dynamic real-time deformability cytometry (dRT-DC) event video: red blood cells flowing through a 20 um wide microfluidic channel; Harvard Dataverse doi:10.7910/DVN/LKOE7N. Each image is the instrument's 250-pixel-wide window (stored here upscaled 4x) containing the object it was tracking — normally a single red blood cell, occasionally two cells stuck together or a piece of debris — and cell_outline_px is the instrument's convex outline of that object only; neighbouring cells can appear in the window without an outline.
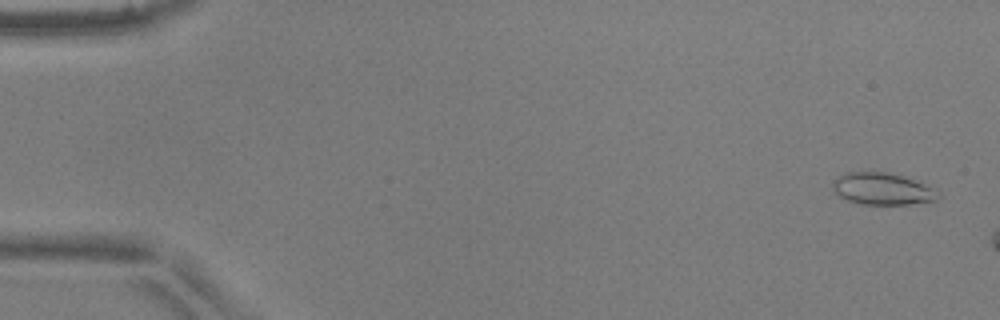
{"species": "common noctule bat (a hibernating species)", "species_latin": "Nyctalus noctula", "temperature_condition": "warm", "stored_images_in_passage": 8, "camera_frame_rate_fps": 3000, "um_per_image_px": 0.085, "animal": {"sex": "male", "body_mass_g": 17.9, "forearm_length_mm": 54.2}, "frame": {"image": 1, "passage_image": 2, "time_ms": 0.333, "image_size_px": [1000, 320], "cell_outline_px": [[940, 196], [936, 200], [908, 204], [860, 204], [848, 200], [840, 196], [832, 188], [832, 184], [840, 176], [848, 172], [888, 172], [904, 176], [928, 188]], "centroid_in_image_um": [74.93, 16.06], "position_along_channel_um": 10.1, "area_um2": 18.9}}